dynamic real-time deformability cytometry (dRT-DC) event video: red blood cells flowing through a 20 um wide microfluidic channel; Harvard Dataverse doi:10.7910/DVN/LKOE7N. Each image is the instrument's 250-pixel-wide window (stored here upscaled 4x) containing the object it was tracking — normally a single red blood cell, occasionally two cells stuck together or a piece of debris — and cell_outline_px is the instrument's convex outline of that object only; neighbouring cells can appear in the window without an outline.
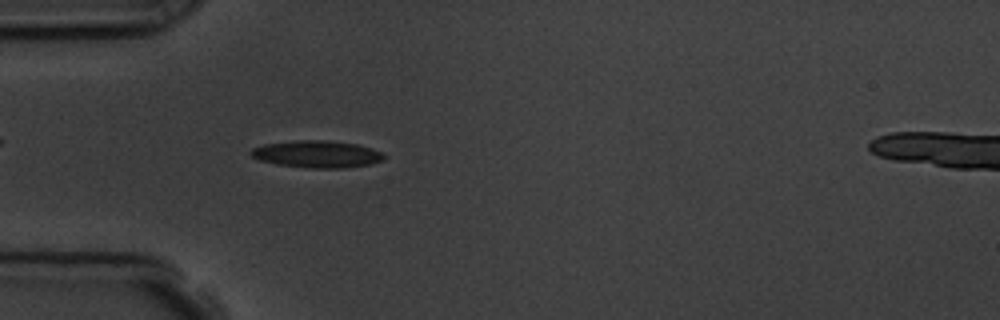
{"species": "common noctule bat (a hibernating species)", "species_latin": "Nyctalus noctula", "temperature_condition": "room temperature", "stored_images_in_passage": 6, "camera_frame_rate_fps": 3000, "um_per_image_px": 0.085, "animal": {"sex": "male", "body_mass_g": 19.5, "forearm_length_mm": 54.6}, "frame": {"image": 1, "passage_image": 5, "time_ms": 5.333, "image_size_px": [1000, 320], "cell_outline_px": [[384, 160], [372, 164], [344, 168], [308, 168], [276, 164], [260, 160], [252, 156], [248, 152], [252, 148], [264, 144], [296, 140], [328, 140], [356, 144], [372, 148], [384, 152]], "centroid_in_image_um": [26.96, 13.1], "position_along_channel_um": 58.0, "area_um2": 21.21}}